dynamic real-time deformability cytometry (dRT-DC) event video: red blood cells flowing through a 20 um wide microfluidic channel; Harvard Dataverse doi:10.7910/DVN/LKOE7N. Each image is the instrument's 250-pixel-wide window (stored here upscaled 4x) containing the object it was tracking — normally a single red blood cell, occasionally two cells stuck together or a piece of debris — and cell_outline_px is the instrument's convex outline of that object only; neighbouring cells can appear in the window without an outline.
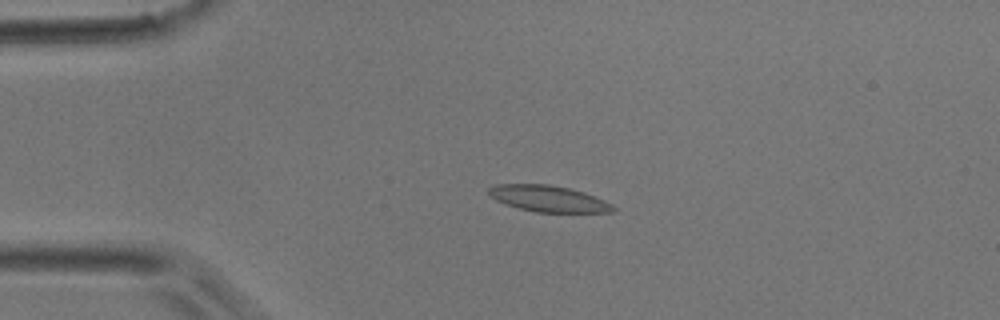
{"species": "common noctule bat (a hibernating species)", "species_latin": "Nyctalus noctula", "temperature_condition": "room temperature", "stored_images_in_passage": 4, "camera_frame_rate_fps": 3000, "um_per_image_px": 0.085, "animal": {"sex": "male", "body_mass_g": 17.9}, "frame": {"image": 1, "passage_image": 1, "time_ms": 0.0, "image_size_px": [1000, 320], "cell_outline_px": [[616, 208], [612, 212], [536, 212], [504, 204], [488, 196], [488, 188], [496, 184], [548, 184], [568, 188], [584, 192], [604, 200], [612, 204]], "centroid_in_image_um": [46.58, 16.88], "position_along_channel_um": 38.4, "area_um2": 19.02}}
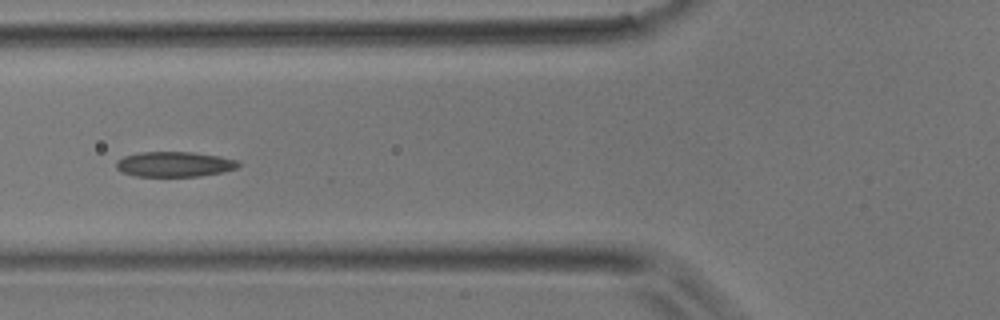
{"frame": {"image": 2, "passage_image": 3, "time_ms": 0.667, "image_size_px": [1000, 320], "cell_outline_px": [[240, 164], [236, 168], [224, 172], [200, 176], [136, 176], [120, 172], [116, 168], [116, 160], [124, 156], [140, 152], [192, 152], [220, 156], [236, 160]], "centroid_in_image_um": [14.8, 13.96], "position_along_channel_um": 111.0, "area_um2": 17.98}}
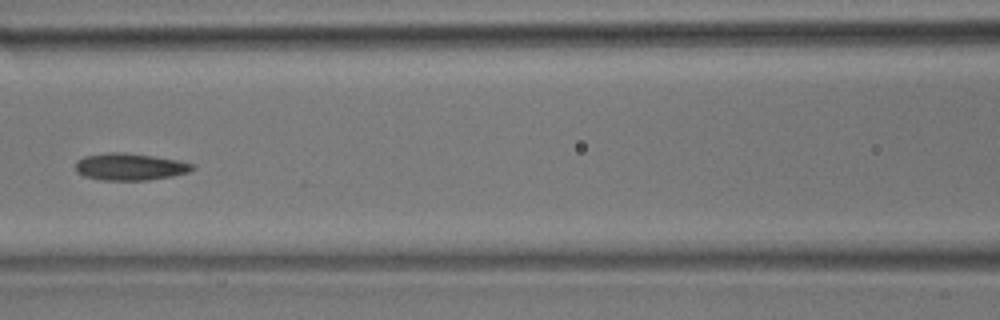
{"frame": {"image": 3, "passage_image": 4, "time_ms": 1.0, "image_size_px": [1000, 320], "cell_outline_px": [[196, 168], [188, 172], [172, 176], [148, 180], [100, 180], [84, 176], [76, 172], [76, 160], [84, 156], [108, 152], [124, 152], [152, 156], [176, 160], [196, 164]], "centroid_in_image_um": [11.03, 14.17], "position_along_channel_um": 155.6, "area_um2": 18.5}}